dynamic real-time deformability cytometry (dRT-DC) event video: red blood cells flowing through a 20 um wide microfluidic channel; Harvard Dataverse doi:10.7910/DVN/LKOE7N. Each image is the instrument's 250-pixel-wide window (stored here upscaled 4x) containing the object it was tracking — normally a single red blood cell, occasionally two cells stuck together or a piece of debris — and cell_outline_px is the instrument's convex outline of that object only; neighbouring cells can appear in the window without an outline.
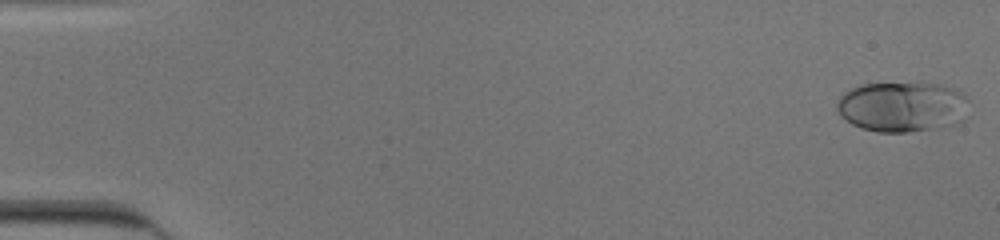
{"species": "human", "species_latin": "Homo sapiens", "temperature_condition": "cold", "stored_images_in_passage": 52, "camera_frame_rate_fps": 3000, "um_per_image_px": 0.085, "donor": {"sex": "male"}, "frame": {"image": 1, "passage_image": 1, "time_ms": 0.0, "image_size_px": [1000, 240], "cell_outline_px": [[968, 100], [964, 120], [960, 124], [936, 128], [908, 132], [876, 132], [860, 128], [852, 124], [840, 116], [836, 108], [836, 104], [840, 96], [844, 92], [852, 88], [864, 84], [920, 80], [940, 84], [952, 88], [960, 92]], "centroid_in_image_um": [76.7, 9.04], "position_along_channel_um": 8.3, "area_um2": 39.82}}
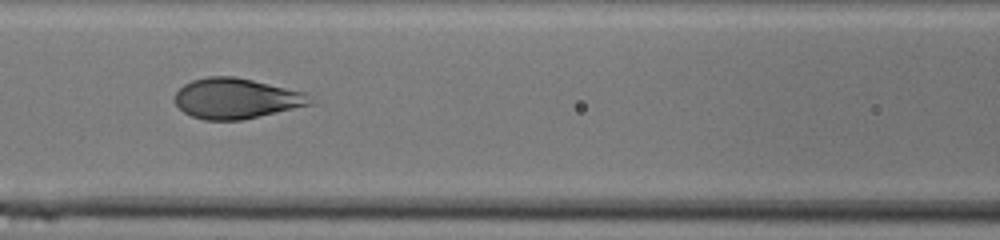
{"frame": {"image": 2, "passage_image": 24, "time_ms": 7.667, "image_size_px": [1000, 240], "cell_outline_px": [[316, 104], [240, 120], [204, 120], [192, 116], [184, 112], [176, 104], [176, 92], [184, 84], [192, 80], [208, 76], [236, 76], [304, 92]], "centroid_in_image_um": [20.09, 8.37], "position_along_channel_um": 146.5, "area_um2": 31.79}}
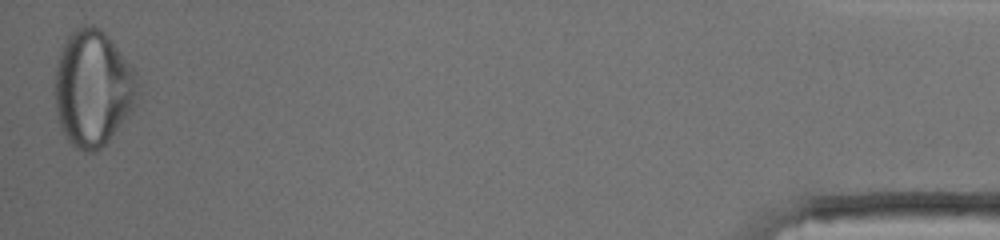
{"frame": {"image": 3, "passage_image": 52, "time_ms": 17.0, "image_size_px": [1000, 240], "cell_outline_px": [[136, 104], [132, 112], [108, 140], [96, 152], [84, 152], [76, 148], [68, 140], [60, 124], [56, 112], [56, 68], [60, 52], [68, 36], [76, 28], [84, 24], [92, 24], [104, 32], [108, 36], [136, 72]], "centroid_in_image_um": [7.9, 7.51], "position_along_channel_um": 427.3, "area_um2": 55.49}, "authors_computed_cell_mechanics": {"area_um2": 36.5296, "velocity_mm_per_s": 3.916, "shape_relaxation_time_tau1_ms": 3.1229, "shape_relaxation_time_tau2_ms": null, "deformation_change_tau1": 0.1661, "deformation_change_tau2": null}}